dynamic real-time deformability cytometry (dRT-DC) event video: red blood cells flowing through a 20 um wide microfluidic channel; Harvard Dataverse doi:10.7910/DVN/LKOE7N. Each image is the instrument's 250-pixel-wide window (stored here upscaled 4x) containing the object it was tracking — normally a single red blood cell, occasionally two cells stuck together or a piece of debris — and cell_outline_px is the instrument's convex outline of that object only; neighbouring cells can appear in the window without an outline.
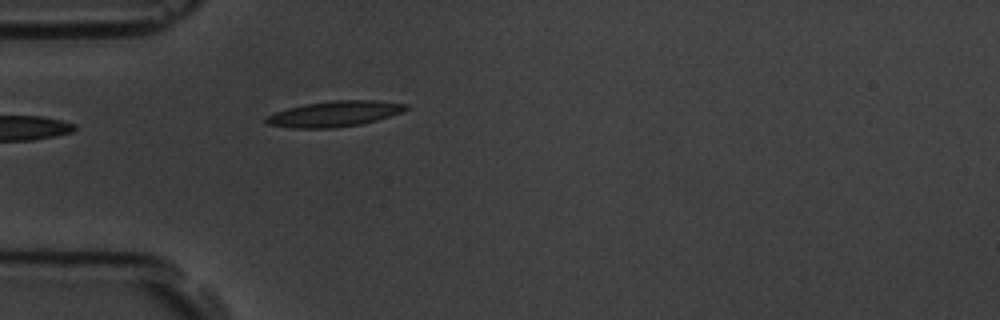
{"species": "common noctule bat (a hibernating species)", "species_latin": "Nyctalus noctula", "temperature_condition": "room temperature", "stored_images_in_passage": 5, "camera_frame_rate_fps": 3000, "um_per_image_px": 0.085, "animal": {"sex": "male", "body_mass_g": 19.5, "forearm_length_mm": 54.6}, "frame": {"image": 1, "passage_image": 5, "time_ms": 4.667, "image_size_px": [1000, 320], "cell_outline_px": [[408, 108], [400, 112], [376, 120], [360, 124], [332, 128], [292, 128], [268, 124], [264, 120], [264, 116], [288, 108], [304, 104], [332, 100], [376, 100], [408, 104]], "centroid_in_image_um": [28.39, 9.67], "position_along_channel_um": 56.6, "area_um2": 20.75}}